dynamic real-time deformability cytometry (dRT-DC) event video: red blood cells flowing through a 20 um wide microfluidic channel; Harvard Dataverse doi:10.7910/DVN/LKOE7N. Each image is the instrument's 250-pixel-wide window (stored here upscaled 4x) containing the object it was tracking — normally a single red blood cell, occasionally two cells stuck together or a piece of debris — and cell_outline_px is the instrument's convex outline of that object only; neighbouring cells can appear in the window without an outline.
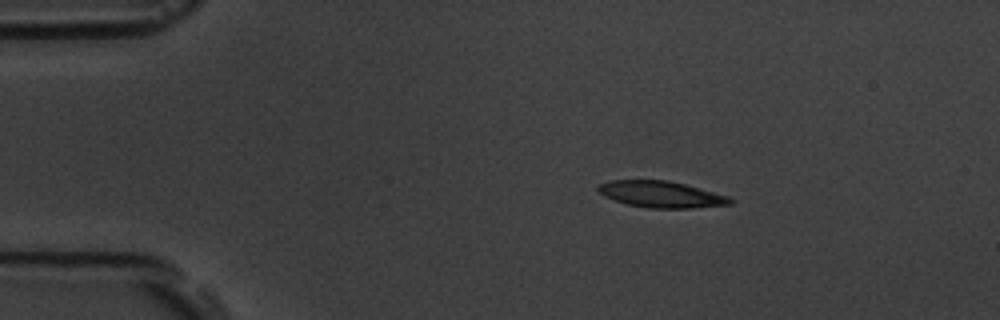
{"species": "common noctule bat (a hibernating species)", "species_latin": "Nyctalus noctula", "temperature_condition": "room temperature", "stored_images_in_passage": 45, "camera_frame_rate_fps": 3000, "um_per_image_px": 0.085, "animal": {"sex": "male", "body_mass_g": 19.5, "forearm_length_mm": 54.6}, "frame": {"image": 1, "passage_image": 1, "time_ms": 0.0, "image_size_px": [1000, 320], "cell_outline_px": [[736, 200], [732, 204], [692, 208], [648, 208], [628, 204], [604, 196], [596, 188], [600, 184], [612, 180], [664, 180], [684, 184], [728, 196]], "centroid_in_image_um": [56.23, 16.52], "position_along_channel_um": 28.8, "area_um2": 20.11}}
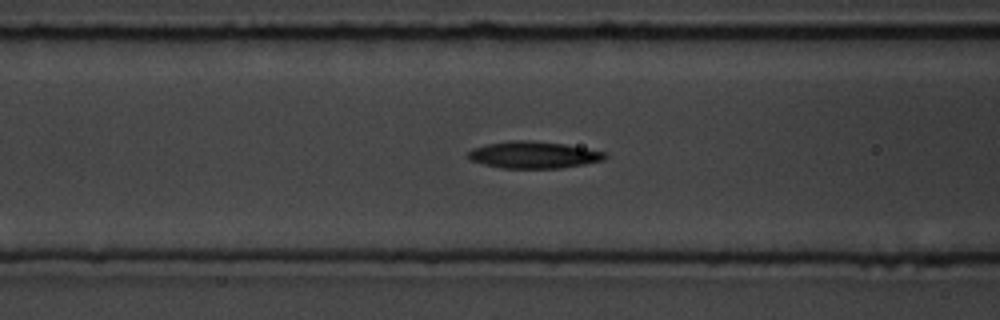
{"frame": {"image": 2, "passage_image": 13, "time_ms": 4.0, "image_size_px": [1000, 320], "cell_outline_px": [[608, 156], [604, 160], [584, 164], [560, 168], [500, 168], [468, 160], [468, 152], [472, 148], [488, 144], [508, 140], [528, 140], [564, 144], [604, 152]], "centroid_in_image_um": [45.32, 13.16], "position_along_channel_um": 121.3, "area_um2": 21.39}}
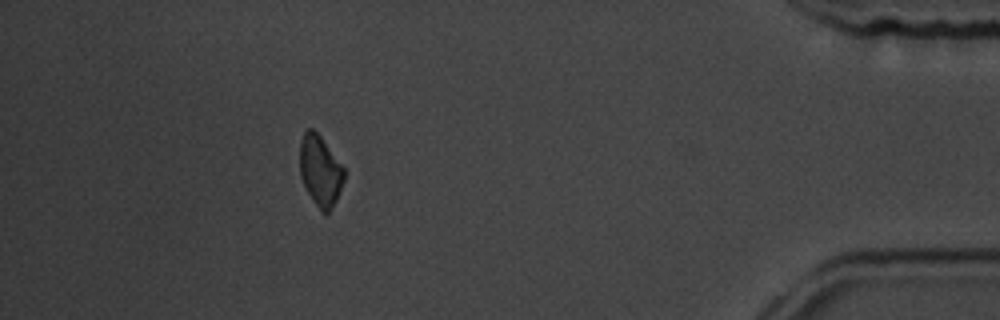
{"frame": {"image": 3, "passage_image": 40, "time_ms": 13.0, "image_size_px": [1000, 320], "cell_outline_px": [[344, 180], [336, 200], [328, 212], [324, 216], [320, 212], [312, 200], [300, 176], [300, 144], [304, 132], [308, 128], [312, 128], [320, 136], [344, 168]], "centroid_in_image_um": [27.21, 14.54], "position_along_channel_um": 408.0, "area_um2": 18.03}, "authors_computed_cell_mechanics": {"area_um2": 20.23, "velocity_mm_per_s": 3.774, "shape_relaxation_time_tau1_ms": 3.7957, "shape_relaxation_time_tau2_ms": null, "deformation_change_tau1": 0.1205, "deformation_change_tau2": null}}